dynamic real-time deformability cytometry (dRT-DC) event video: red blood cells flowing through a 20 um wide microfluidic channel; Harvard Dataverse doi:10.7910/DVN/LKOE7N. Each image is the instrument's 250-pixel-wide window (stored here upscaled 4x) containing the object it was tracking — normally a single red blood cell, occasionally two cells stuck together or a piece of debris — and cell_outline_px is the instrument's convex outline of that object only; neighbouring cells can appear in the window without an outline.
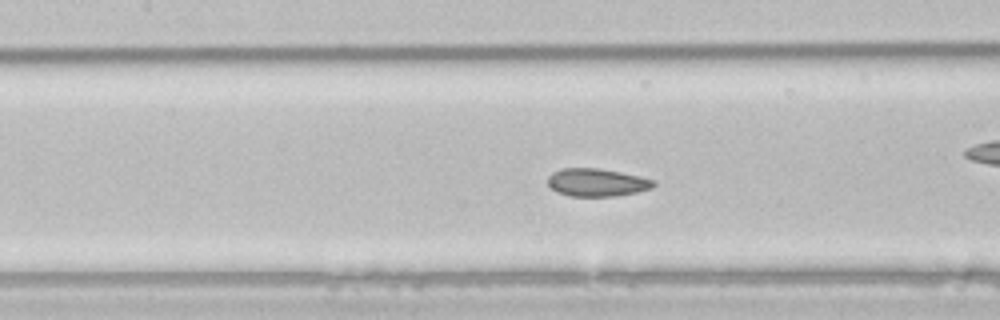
{"species": "common noctule bat (a hibernating species)", "species_latin": "Nyctalus noctula", "temperature_condition": "room temperature", "stored_images_in_passage": 52, "camera_frame_rate_fps": 3000, "um_per_image_px": 0.085, "animal": {"sex": "male", "body_mass_g": 21.5, "forearm_length_mm": 52.0}, "frame": {"image": 1, "passage_image": 23, "time_ms": 7.333, "image_size_px": [1000, 320], "cell_outline_px": [[656, 184], [652, 188], [636, 192], [616, 196], [568, 196], [556, 192], [548, 184], [548, 176], [552, 172], [560, 168], [596, 168], [620, 172], [640, 176], [656, 180]], "centroid_in_image_um": [50.73, 15.5], "position_along_channel_um": 156.7, "area_um2": 17.28}, "authors_computed_cell_mechanics": {"area_um2": 19.1896, "velocity_mm_per_s": 3.9692, "shape_relaxation_time_tau1_ms": 3.5605, "shape_relaxation_time_tau2_ms": 0.4119, "deformation_change_tau1": 0.0888, "deformation_change_tau2": 0.04}}